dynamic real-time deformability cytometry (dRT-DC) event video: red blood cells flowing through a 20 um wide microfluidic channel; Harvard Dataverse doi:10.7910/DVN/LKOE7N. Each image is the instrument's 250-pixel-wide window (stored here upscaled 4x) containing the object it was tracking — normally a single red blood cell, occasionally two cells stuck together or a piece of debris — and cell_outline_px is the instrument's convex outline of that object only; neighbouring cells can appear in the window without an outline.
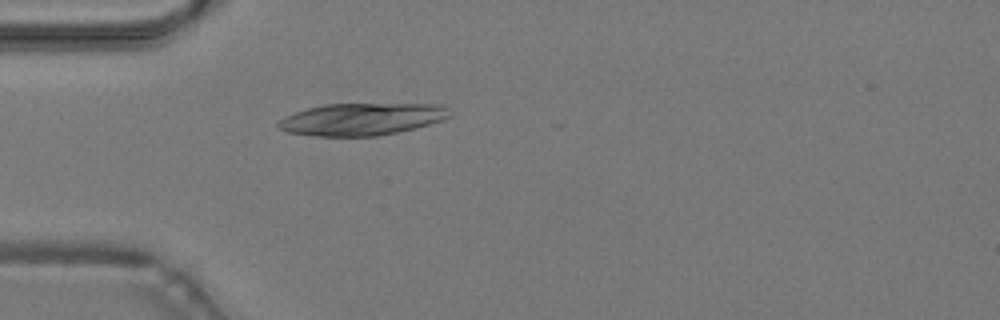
{"species": "common noctule bat (a hibernating species)", "species_latin": "Nyctalus noctula", "temperature_condition": "warm", "stored_images_in_passage": 6, "camera_frame_rate_fps": 3000, "um_per_image_px": 0.085, "animal": {"sex": "male", "body_mass_g": 19.2, "forearm_length_mm": 51.8}, "frame": {"image": 1, "passage_image": 2, "time_ms": 0.333, "image_size_px": [1000, 320], "cell_outline_px": [[452, 116], [416, 128], [376, 136], [320, 136], [288, 132], [276, 128], [276, 124], [284, 116], [308, 108], [324, 104], [432, 104], [444, 108]], "centroid_in_image_um": [30.67, 10.13], "position_along_channel_um": 54.3, "area_um2": 31.73}}